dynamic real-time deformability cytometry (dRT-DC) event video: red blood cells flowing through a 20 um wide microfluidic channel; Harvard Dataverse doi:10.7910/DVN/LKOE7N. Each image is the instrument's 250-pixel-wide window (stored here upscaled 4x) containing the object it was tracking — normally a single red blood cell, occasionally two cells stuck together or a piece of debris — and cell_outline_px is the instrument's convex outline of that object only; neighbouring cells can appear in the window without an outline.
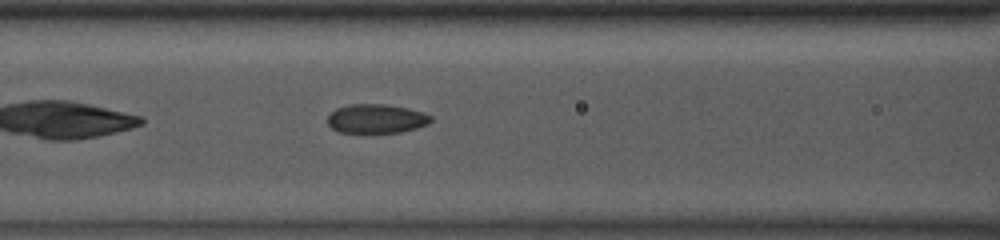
{"species": "common noctule bat (a hibernating species)", "species_latin": "Nyctalus noctula", "temperature_condition": "room temperature", "stored_images_in_passage": 33, "camera_frame_rate_fps": 3000, "um_per_image_px": 0.085, "animal": {"sex": "male", "body_mass_g": 13.0, "forearm_length_mm": 53.1}, "frame": {"image": 1, "passage_image": 7, "time_ms": 2.0, "image_size_px": [1000, 240], "cell_outline_px": [[432, 120], [428, 124], [416, 128], [400, 132], [340, 132], [332, 128], [328, 124], [328, 116], [336, 108], [348, 104], [384, 104], [408, 108], [424, 112], [432, 116]], "centroid_in_image_um": [32.0, 10.08], "position_along_channel_um": 134.6, "area_um2": 17.46}}
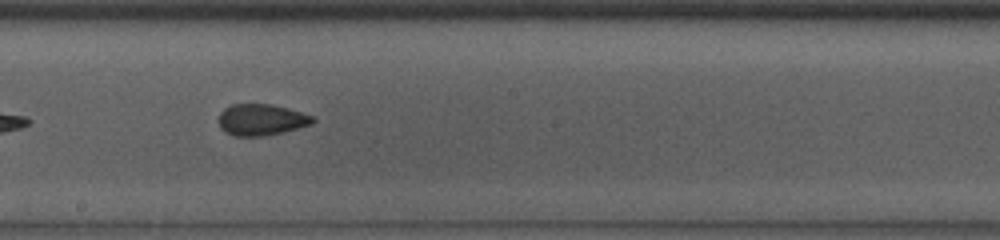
{"frame": {"image": 2, "passage_image": 14, "time_ms": 4.333, "image_size_px": [1000, 240], "cell_outline_px": [[316, 120], [312, 124], [264, 136], [236, 136], [224, 132], [220, 128], [216, 120], [220, 112], [224, 108], [232, 104], [272, 104], [288, 108], [316, 116]], "centroid_in_image_um": [22.18, 10.17], "position_along_channel_um": 226.0, "area_um2": 17.46}}
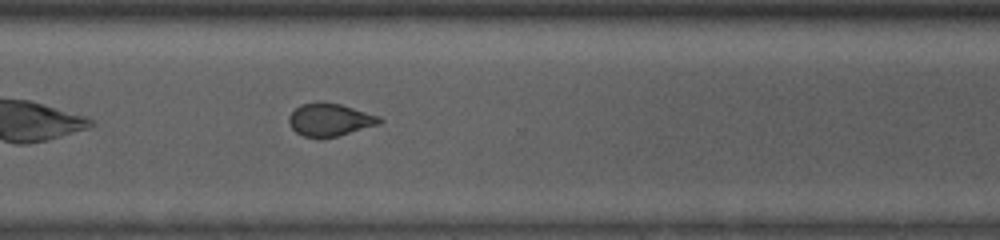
{"frame": {"image": 3, "passage_image": 23, "time_ms": 7.333, "image_size_px": [1000, 240], "cell_outline_px": [[384, 120], [380, 124], [336, 136], [320, 140], [304, 136], [296, 132], [288, 124], [288, 116], [300, 104], [316, 100], [340, 104], [380, 116]], "centroid_in_image_um": [28.0, 10.18], "position_along_channel_um": 342.6, "area_um2": 17.69}}